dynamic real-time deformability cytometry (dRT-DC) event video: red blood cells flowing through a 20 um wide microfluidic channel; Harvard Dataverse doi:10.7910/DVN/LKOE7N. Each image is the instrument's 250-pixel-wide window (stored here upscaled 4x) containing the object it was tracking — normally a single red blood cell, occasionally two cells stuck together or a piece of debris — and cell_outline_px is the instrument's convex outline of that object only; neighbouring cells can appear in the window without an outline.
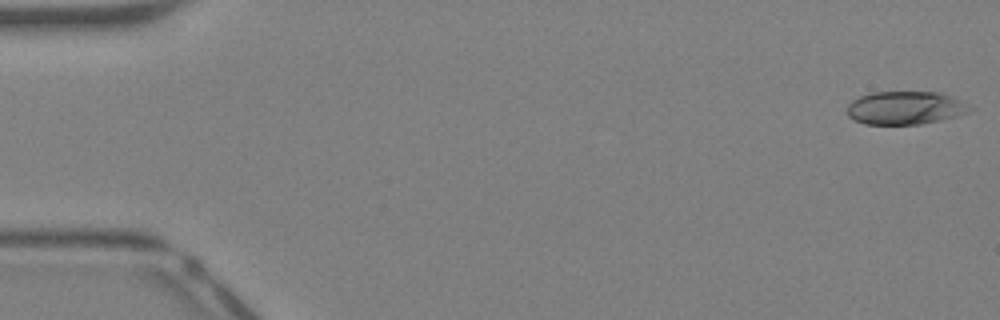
{"species": "Egyptian fruit bat (a non-hibernating species)", "species_latin": "Rousettus aegyptiacus", "temperature_condition": "warm", "stored_images_in_passage": 41, "camera_frame_rate_fps": 3000, "um_per_image_px": 0.085, "animal": {"sex": "female"}, "frame": {"image": 1, "passage_image": 1, "time_ms": 0.0, "image_size_px": [1000, 320], "cell_outline_px": [[976, 108], [968, 112], [956, 116], [920, 124], [864, 124], [848, 116], [848, 104], [852, 100], [860, 96], [872, 92], [940, 92], [952, 96]], "centroid_in_image_um": [76.97, 9.16], "position_along_channel_um": 8.0, "area_um2": 23.7}}
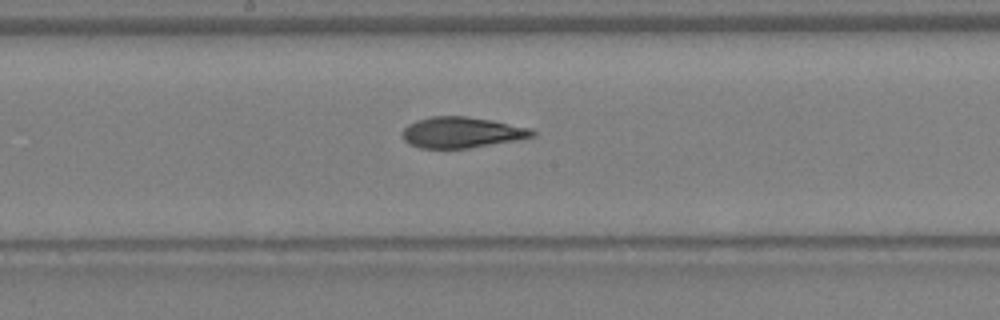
{"frame": {"image": 2, "passage_image": 22, "time_ms": 7.0, "image_size_px": [1000, 320], "cell_outline_px": [[536, 136], [520, 140], [468, 148], [420, 148], [408, 144], [404, 140], [400, 132], [408, 124], [416, 120], [432, 116], [464, 116], [492, 120], [532, 128], [536, 132]], "centroid_in_image_um": [39.26, 11.26], "position_along_channel_um": 208.9, "area_um2": 23.7}}
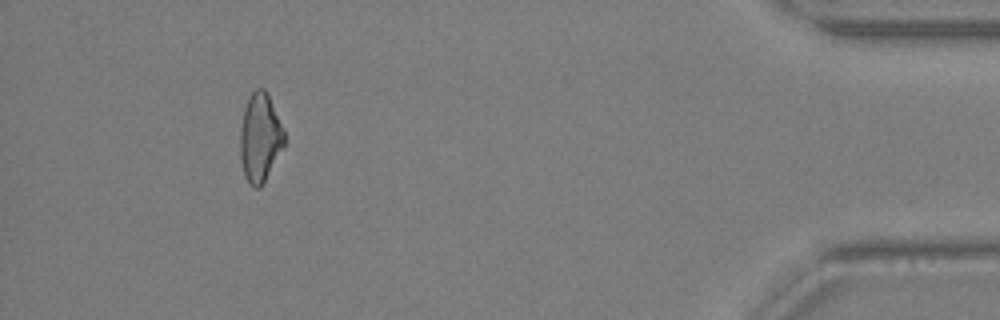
{"frame": {"image": 3, "passage_image": 38, "time_ms": 12.333, "image_size_px": [1000, 320], "cell_outline_px": [[284, 148], [260, 188], [252, 188], [248, 184], [244, 176], [240, 160], [240, 128], [244, 108], [248, 96], [256, 88], [264, 88], [284, 128]], "centroid_in_image_um": [22.09, 11.73], "position_along_channel_um": 413.1, "area_um2": 23.06}}